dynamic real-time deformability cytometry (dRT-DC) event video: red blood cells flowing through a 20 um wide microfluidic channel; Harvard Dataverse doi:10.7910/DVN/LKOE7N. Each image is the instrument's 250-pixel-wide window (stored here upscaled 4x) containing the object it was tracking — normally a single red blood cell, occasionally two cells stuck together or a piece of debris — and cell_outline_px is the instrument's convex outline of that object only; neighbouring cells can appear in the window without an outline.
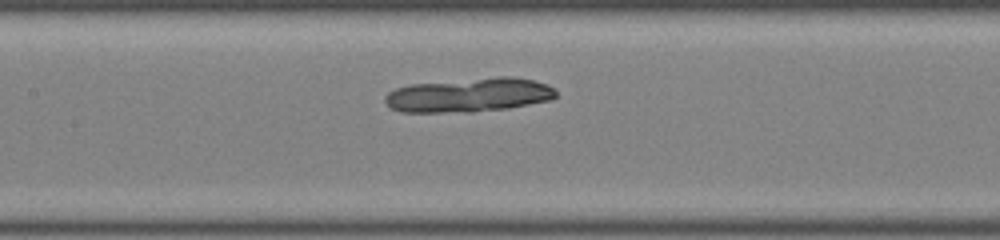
{"species": "common noctule bat (a hibernating species)", "species_latin": "Nyctalus noctula", "temperature_condition": "room temperature", "stored_images_in_passage": 39, "camera_frame_rate_fps": 3000, "um_per_image_px": 0.085, "animal": {"sex": "male", "body_mass_g": 19.0, "forearm_length_mm": 50.8}, "frame": {"image": 1, "passage_image": 14, "time_ms": 4.333, "image_size_px": [1000, 240], "cell_outline_px": [[556, 96], [552, 100], [508, 108], [472, 112], [400, 112], [392, 108], [384, 100], [384, 96], [388, 92], [396, 88], [408, 84], [500, 76], [512, 76], [532, 80], [548, 84], [556, 92]], "centroid_in_image_um": [39.86, 8.07], "position_along_channel_um": 167.5, "area_um2": 34.16}}
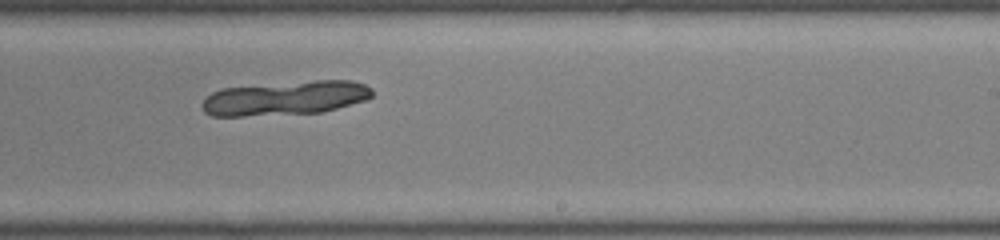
{"frame": {"image": 2, "passage_image": 21, "time_ms": 6.667, "image_size_px": [1000, 240], "cell_outline_px": [[372, 96], [368, 100], [320, 112], [244, 116], [212, 116], [204, 112], [200, 104], [212, 92], [220, 88], [316, 80], [352, 80], [364, 84], [372, 88]], "centroid_in_image_um": [24.25, 8.33], "position_along_channel_um": 264.7, "area_um2": 33.87}}